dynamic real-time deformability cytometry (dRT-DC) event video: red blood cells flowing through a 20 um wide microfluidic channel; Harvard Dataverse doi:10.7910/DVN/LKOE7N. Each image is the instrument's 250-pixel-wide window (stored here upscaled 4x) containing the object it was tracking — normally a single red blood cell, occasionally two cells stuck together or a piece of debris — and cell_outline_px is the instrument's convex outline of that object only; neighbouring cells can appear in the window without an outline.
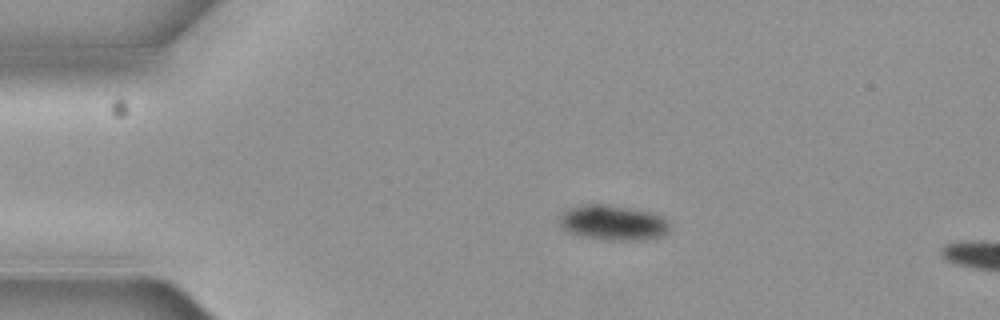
{"species": "common noctule bat (a hibernating species)", "species_latin": "Nyctalus noctula", "temperature_condition": "cold", "stored_images_in_passage": 2, "camera_frame_rate_fps": 3000, "um_per_image_px": 0.085, "animal": {"sex": "female", "body_mass_g": 19.3, "forearm_length_mm": 54.1}, "frame": {"image": 1, "passage_image": 1, "time_ms": 0.0, "image_size_px": [1000, 320], "cell_outline_px": [[668, 232], [660, 236], [648, 240], [604, 240], [580, 236], [564, 232], [560, 224], [560, 216], [568, 208], [584, 204], [604, 204], [644, 212], [660, 216], [668, 224]], "centroid_in_image_um": [52.02, 18.96], "position_along_channel_um": 33.0, "area_um2": 22.25}}